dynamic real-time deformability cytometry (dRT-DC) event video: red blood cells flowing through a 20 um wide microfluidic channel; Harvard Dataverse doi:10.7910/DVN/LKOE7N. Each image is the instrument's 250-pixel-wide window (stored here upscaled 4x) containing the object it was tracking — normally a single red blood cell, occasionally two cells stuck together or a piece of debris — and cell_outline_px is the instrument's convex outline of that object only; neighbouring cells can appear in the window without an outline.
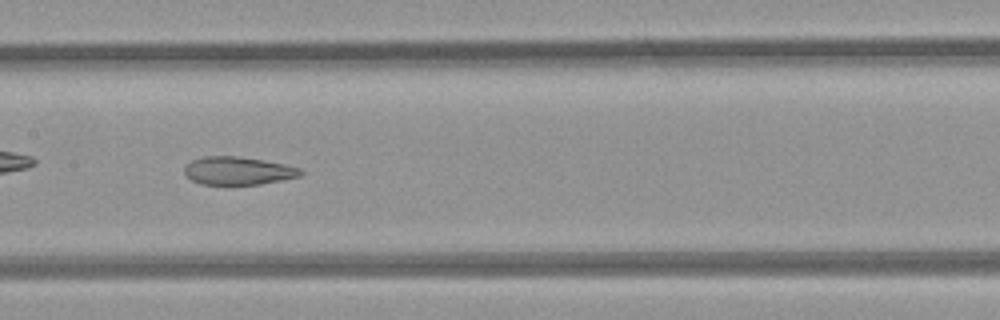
{"species": "common noctule bat (a hibernating species)", "species_latin": "Nyctalus noctula", "temperature_condition": "room temperature", "stored_images_in_passage": 46, "camera_frame_rate_fps": 3000, "um_per_image_px": 0.085, "animal": {"sex": "female", "body_mass_g": 21.9}, "frame": {"image": 1, "passage_image": 20, "time_ms": 6.333, "image_size_px": [1000, 320], "cell_outline_px": [[304, 172], [300, 176], [260, 184], [228, 188], [200, 184], [184, 176], [184, 168], [192, 160], [204, 156], [236, 156], [284, 164], [300, 168]], "centroid_in_image_um": [20.17, 14.57], "position_along_channel_um": 187.2, "area_um2": 19.65}, "authors_computed_cell_mechanics": {"area_um2": 24.0737, "velocity_mm_per_s": 4.1606, "shape_relaxation_time_tau1_ms": null, "shape_relaxation_time_tau2_ms": 2.6374, "deformation_change_tau1": null, "deformation_change_tau2": 0.1024}}